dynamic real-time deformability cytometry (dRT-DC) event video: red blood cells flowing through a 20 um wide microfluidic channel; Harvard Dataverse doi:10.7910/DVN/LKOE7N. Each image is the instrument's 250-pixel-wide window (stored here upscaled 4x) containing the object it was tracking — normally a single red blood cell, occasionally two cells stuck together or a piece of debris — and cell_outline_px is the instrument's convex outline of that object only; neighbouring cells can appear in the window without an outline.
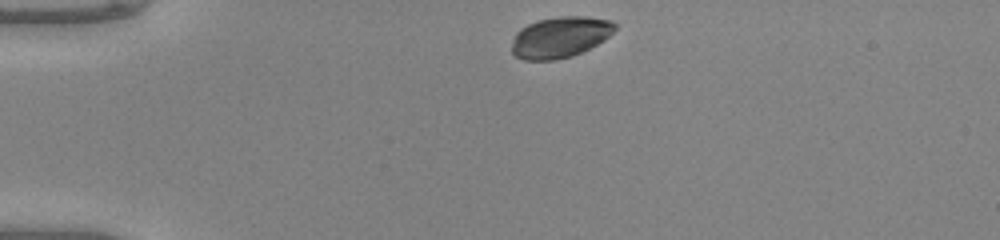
{"species": "common noctule bat (a hibernating species)", "species_latin": "Nyctalus noctula", "temperature_condition": "warm", "stored_images_in_passage": 40, "camera_frame_rate_fps": 3000, "um_per_image_px": 0.085, "animal": {"sex": "male", "body_mass_g": 20.0, "forearm_length_mm": 53.3}, "frame": {"image": 1, "passage_image": 1, "time_ms": 0.0, "image_size_px": [1000, 240], "cell_outline_px": [[616, 28], [604, 40], [572, 56], [556, 60], [524, 60], [516, 56], [512, 52], [512, 40], [516, 32], [520, 28], [536, 20], [560, 16], [588, 16], [612, 20], [616, 24]], "centroid_in_image_um": [47.59, 3.14], "position_along_channel_um": 37.4, "area_um2": 24.74}}
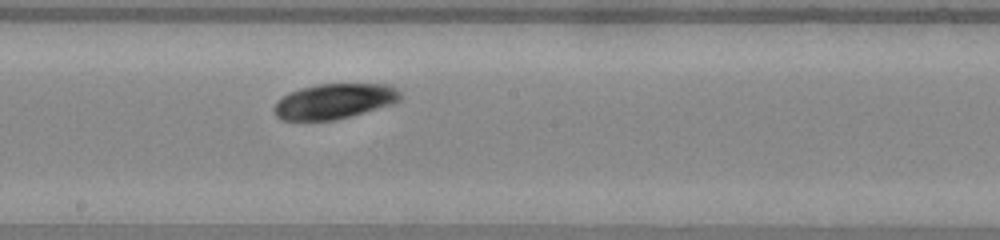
{"frame": {"image": 2, "passage_image": 18, "time_ms": 5.667, "image_size_px": [1000, 240], "cell_outline_px": [[404, 96], [396, 104], [336, 120], [280, 120], [276, 116], [272, 108], [288, 92], [300, 88], [316, 84], [388, 84], [396, 88]], "centroid_in_image_um": [28.47, 8.61], "position_along_channel_um": 219.7, "area_um2": 26.24}}
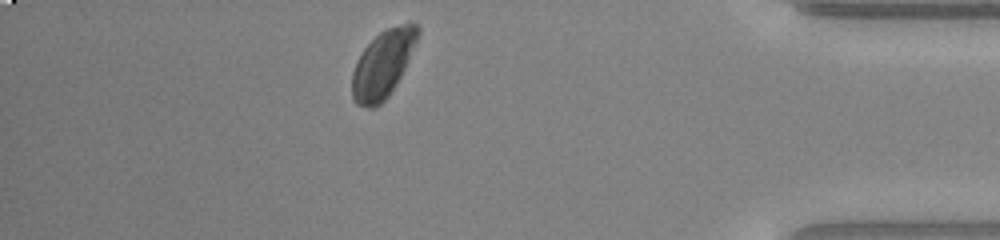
{"frame": {"image": 3, "passage_image": 34, "time_ms": 11.0, "image_size_px": [1000, 240], "cell_outline_px": [[420, 32], [404, 68], [396, 84], [388, 96], [376, 108], [368, 108], [356, 104], [352, 100], [352, 72], [356, 60], [364, 48], [380, 32], [388, 28], [408, 20], [412, 20], [420, 28]], "centroid_in_image_um": [32.53, 5.43], "position_along_channel_um": 402.7, "area_um2": 25.78}, "authors_computed_cell_mechanics": {"area_um2": 25.5187, "velocity_mm_per_s": 4.0935, "shape_relaxation_time_tau1_ms": 1.0423, "shape_relaxation_time_tau2_ms": null, "deformation_change_tau1": 0.0287, "deformation_change_tau2": null}}